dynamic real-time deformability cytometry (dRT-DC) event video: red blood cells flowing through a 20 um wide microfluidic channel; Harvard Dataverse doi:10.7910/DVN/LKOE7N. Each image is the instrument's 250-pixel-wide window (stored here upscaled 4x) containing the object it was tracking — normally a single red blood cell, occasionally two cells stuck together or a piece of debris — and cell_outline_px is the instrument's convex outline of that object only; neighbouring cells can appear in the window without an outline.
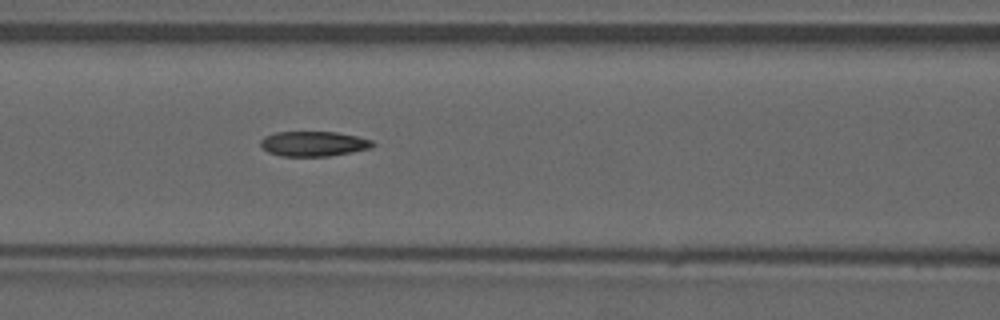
{"species": "common noctule bat (a hibernating species)", "species_latin": "Nyctalus noctula", "temperature_condition": "warm", "stored_images_in_passage": 54, "camera_frame_rate_fps": 3000, "um_per_image_px": 0.085, "animal": {"sex": "male", "forearm_length_mm": 52.5}, "frame": {"image": 1, "passage_image": 24, "time_ms": 7.667, "image_size_px": [1000, 320], "cell_outline_px": [[376, 144], [372, 148], [352, 152], [328, 156], [280, 156], [268, 152], [260, 144], [260, 140], [264, 136], [276, 132], [336, 132], [356, 136], [372, 140]], "centroid_in_image_um": [26.66, 12.22], "position_along_channel_um": 139.9, "area_um2": 16.36}, "authors_computed_cell_mechanics": {"area_um2": 16.9065, "velocity_mm_per_s": 3.8574, "shape_relaxation_time_tau1_ms": 8.2802, "shape_relaxation_time_tau2_ms": 3.442, "deformation_change_tau1": 0.216, "deformation_change_tau2": 0.0608}}